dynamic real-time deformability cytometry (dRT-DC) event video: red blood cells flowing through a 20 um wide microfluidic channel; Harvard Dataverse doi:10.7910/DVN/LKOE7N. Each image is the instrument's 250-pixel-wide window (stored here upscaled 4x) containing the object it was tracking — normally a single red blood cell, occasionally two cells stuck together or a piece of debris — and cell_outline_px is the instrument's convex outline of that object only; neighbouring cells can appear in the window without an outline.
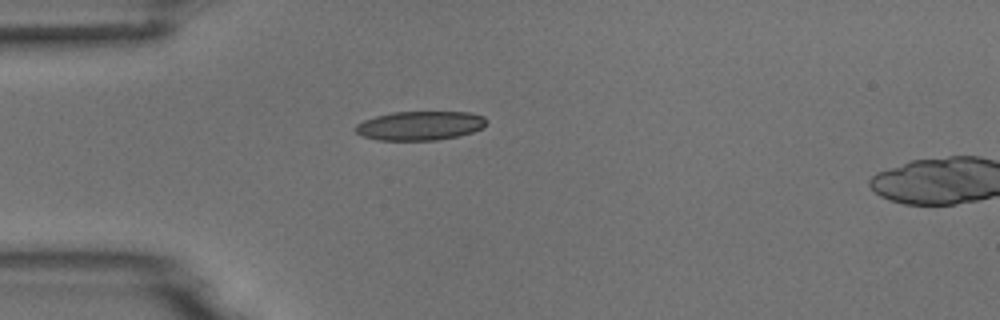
{"species": "common noctule bat (a hibernating species)", "species_latin": "Nyctalus noctula", "temperature_condition": "room temperature", "stored_images_in_passage": 4, "camera_frame_rate_fps": 3000, "um_per_image_px": 0.085, "animal": {"sex": "male", "body_mass_g": 18.8}, "frame": {"image": 1, "passage_image": 4, "time_ms": 4.333, "image_size_px": [1000, 320], "cell_outline_px": [[488, 124], [484, 128], [472, 132], [456, 136], [436, 140], [376, 140], [360, 136], [352, 128], [356, 124], [364, 120], [376, 116], [392, 112], [468, 112], [484, 116], [488, 120]], "centroid_in_image_um": [35.69, 10.68], "position_along_channel_um": 49.3, "area_um2": 22.43}}